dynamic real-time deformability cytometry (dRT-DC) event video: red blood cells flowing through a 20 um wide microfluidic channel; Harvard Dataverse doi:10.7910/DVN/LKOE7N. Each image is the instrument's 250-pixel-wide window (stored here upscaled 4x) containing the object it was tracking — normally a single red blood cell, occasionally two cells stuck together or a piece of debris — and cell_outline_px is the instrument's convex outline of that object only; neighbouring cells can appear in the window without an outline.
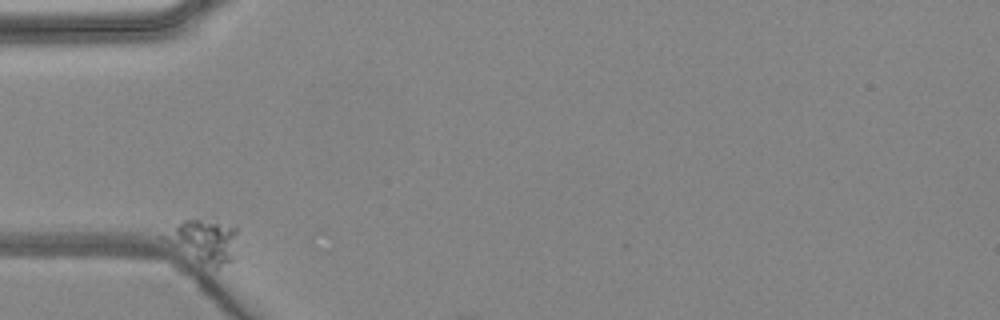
{"species": "common noctule bat (a hibernating species)", "species_latin": "Nyctalus noctula", "temperature_condition": "warm", "stored_images_in_passage": 2, "camera_frame_rate_fps": 3000, "um_per_image_px": 0.085, "animal": {"sex": "female", "body_mass_g": 24.6, "forearm_length_mm": 56.2}, "frame": {"image": 1, "passage_image": 1, "time_ms": 0.0, "image_size_px": [1000, 320], "cell_outline_px": [[240, 228], [236, 260], [216, 268], [208, 268], [168, 244], [160, 236], [184, 220], [212, 216]], "centroid_in_image_um": [17.46, 20.45], "position_along_channel_um": 67.5, "area_um2": 20.0}}